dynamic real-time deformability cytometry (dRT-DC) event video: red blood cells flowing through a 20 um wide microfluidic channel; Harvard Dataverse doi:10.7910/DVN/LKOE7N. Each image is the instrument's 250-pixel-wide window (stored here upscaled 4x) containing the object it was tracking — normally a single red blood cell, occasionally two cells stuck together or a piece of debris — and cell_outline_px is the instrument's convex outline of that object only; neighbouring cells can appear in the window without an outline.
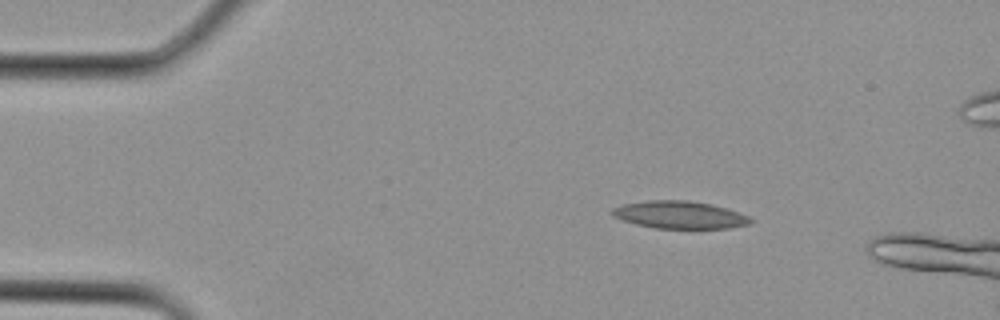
{"species": "Egyptian fruit bat (a non-hibernating species)", "species_latin": "Rousettus aegyptiacus", "temperature_condition": "cold", "stored_images_in_passage": 4, "camera_frame_rate_fps": 3000, "um_per_image_px": 0.085, "animal": {"sex": "female"}, "frame": {"image": 1, "passage_image": 2, "time_ms": 0.333, "image_size_px": [1000, 320], "cell_outline_px": [[752, 224], [728, 228], [656, 228], [636, 224], [612, 216], [612, 208], [624, 204], [648, 200], [688, 200], [712, 204], [752, 216]], "centroid_in_image_um": [57.82, 18.26], "position_along_channel_um": 27.2, "area_um2": 22.2}}